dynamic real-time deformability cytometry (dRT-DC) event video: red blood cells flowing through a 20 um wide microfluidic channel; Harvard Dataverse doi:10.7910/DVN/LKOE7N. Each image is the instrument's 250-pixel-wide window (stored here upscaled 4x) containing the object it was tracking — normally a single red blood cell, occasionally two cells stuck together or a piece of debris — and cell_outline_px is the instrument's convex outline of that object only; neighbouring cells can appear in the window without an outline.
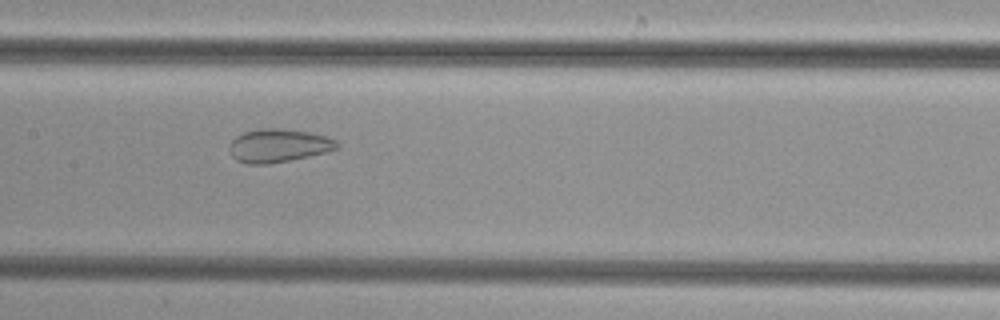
{"species": "common noctule bat (a hibernating species)", "species_latin": "Nyctalus noctula", "temperature_condition": "cold", "stored_images_in_passage": 41, "camera_frame_rate_fps": 3000, "um_per_image_px": 0.085, "animal": {"sex": "female", "body_mass_g": 29.2, "forearm_length_mm": 56.3}, "frame": {"image": 1, "passage_image": 15, "time_ms": 4.667, "image_size_px": [1000, 320], "cell_outline_px": [[340, 148], [308, 156], [268, 164], [248, 164], [236, 160], [232, 156], [228, 148], [232, 140], [236, 136], [244, 132], [260, 128], [280, 128], [312, 132], [328, 136], [336, 140], [340, 144]], "centroid_in_image_um": [23.68, 12.36], "position_along_channel_um": 183.7, "area_um2": 21.04}}
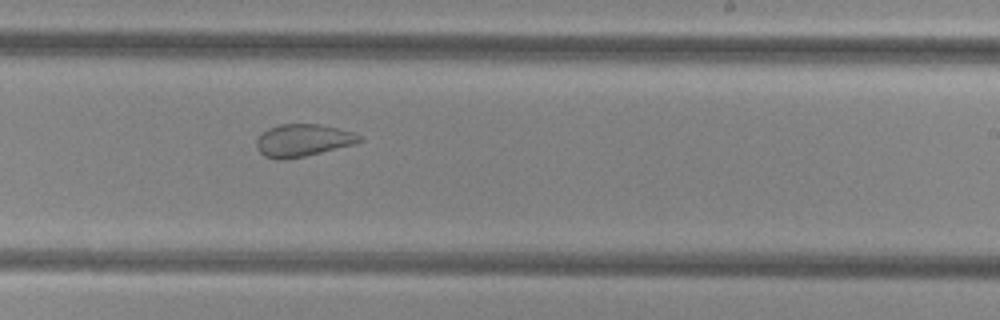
{"frame": {"image": 2, "passage_image": 21, "time_ms": 6.667, "image_size_px": [1000, 320], "cell_outline_px": [[364, 140], [356, 144], [304, 156], [284, 160], [276, 160], [264, 156], [256, 148], [256, 140], [268, 128], [280, 124], [320, 124], [356, 132], [364, 136]], "centroid_in_image_um": [25.8, 11.93], "position_along_channel_um": 263.2, "area_um2": 19.71}}
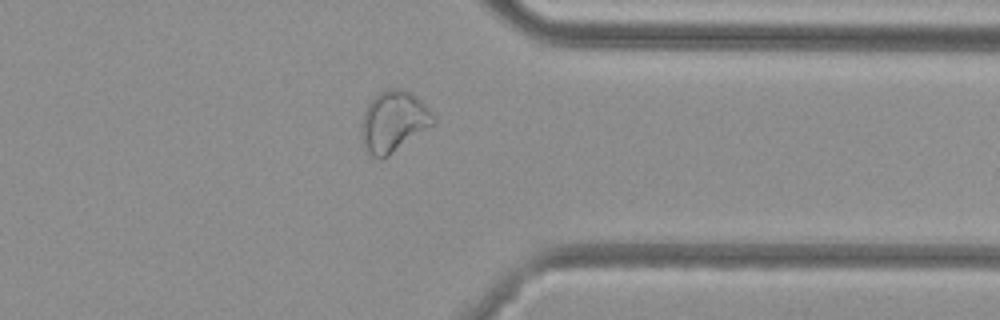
{"frame": {"image": 3, "passage_image": 30, "time_ms": 9.667, "image_size_px": [1000, 320], "cell_outline_px": [[436, 124], [388, 156], [380, 160], [372, 156], [364, 148], [360, 132], [360, 128], [364, 112], [368, 104], [380, 92], [388, 88], [400, 88], [412, 92], [436, 116]], "centroid_in_image_um": [33.47, 10.34], "position_along_channel_um": 377.9, "area_um2": 25.89}}